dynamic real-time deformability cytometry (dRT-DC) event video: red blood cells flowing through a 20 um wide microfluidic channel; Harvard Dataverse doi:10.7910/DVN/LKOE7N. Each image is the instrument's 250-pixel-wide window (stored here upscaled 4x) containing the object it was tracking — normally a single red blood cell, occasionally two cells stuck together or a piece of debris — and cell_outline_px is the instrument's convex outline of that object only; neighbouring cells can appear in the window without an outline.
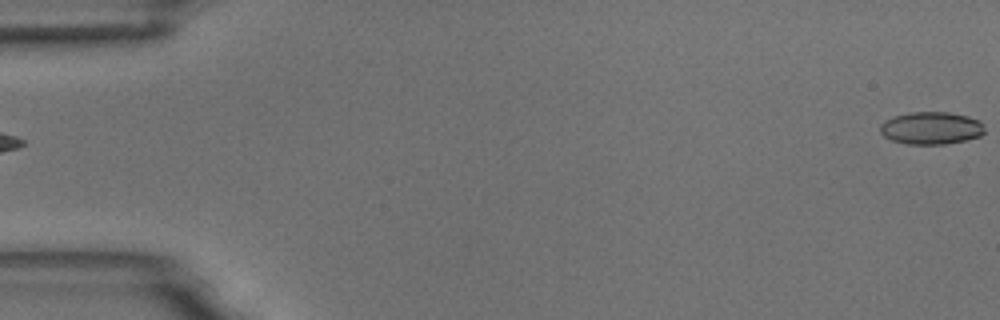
{"species": "common noctule bat (a hibernating species)", "species_latin": "Nyctalus noctula", "temperature_condition": "room temperature", "stored_images_in_passage": 6, "segment_of_instrument_passage": [1, 2], "camera_frame_rate_fps": 3000, "um_per_image_px": 0.085, "animal": {"sex": "male", "body_mass_g": 18.8}, "frame": {"image": 1, "passage_image": 1, "time_ms": 0.0, "image_size_px": [1000, 320], "cell_outline_px": [[984, 132], [980, 136], [964, 140], [944, 144], [908, 144], [892, 140], [884, 136], [880, 132], [880, 124], [884, 120], [892, 116], [912, 112], [948, 112], [968, 116], [980, 120], [984, 124]], "centroid_in_image_um": [79.14, 10.87], "position_along_channel_um": 5.9, "area_um2": 19.88}}
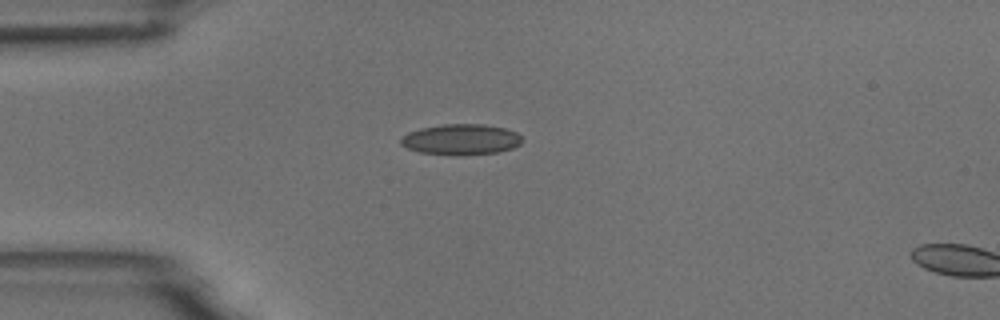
{"frame": {"image": 2, "passage_image": 5, "time_ms": 4.667, "image_size_px": [1000, 320], "cell_outline_px": [[524, 140], [520, 144], [512, 148], [496, 152], [464, 156], [460, 156], [420, 152], [408, 148], [400, 144], [400, 136], [408, 132], [420, 128], [444, 124], [484, 124], [504, 128], [516, 132]], "centroid_in_image_um": [39.17, 11.86], "position_along_channel_um": 45.8, "area_um2": 21.91}}